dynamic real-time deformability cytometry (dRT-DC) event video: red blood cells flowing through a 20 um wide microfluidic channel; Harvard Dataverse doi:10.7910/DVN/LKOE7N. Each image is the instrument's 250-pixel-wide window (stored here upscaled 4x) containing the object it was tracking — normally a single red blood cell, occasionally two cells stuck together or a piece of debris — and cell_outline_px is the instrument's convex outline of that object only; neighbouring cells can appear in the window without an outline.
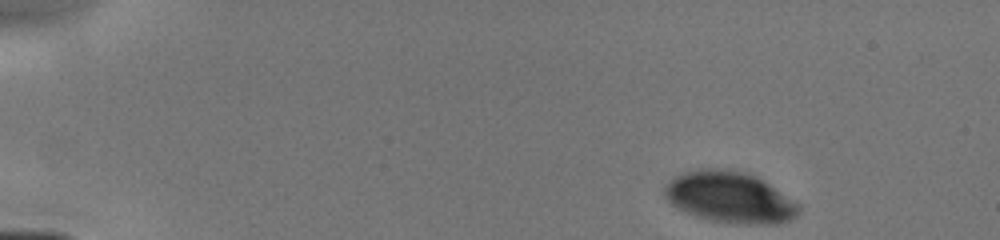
{"species": "human", "species_latin": "Homo sapiens", "temperature_condition": "cold", "stored_images_in_passage": 16, "camera_frame_rate_fps": 3000, "um_per_image_px": 0.085, "donor": {"sex": "male"}, "frame": {"image": 1, "passage_image": 1, "time_ms": 0.0, "image_size_px": [1000, 240], "cell_outline_px": [[800, 212], [792, 220], [780, 224], [748, 224], [708, 220], [696, 216], [672, 204], [668, 200], [664, 192], [664, 188], [680, 172], [696, 168], [716, 168], [748, 172], [756, 176], [800, 204]], "centroid_in_image_um": [62.07, 16.76], "position_along_channel_um": 22.9, "area_um2": 40.0}}
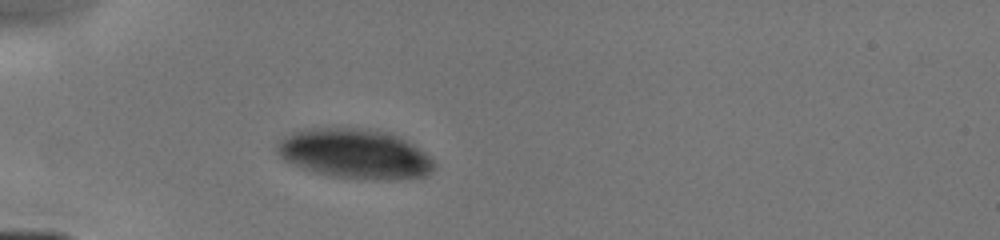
{"frame": {"image": 2, "passage_image": 10, "time_ms": 3.0, "image_size_px": [1000, 240], "cell_outline_px": [[436, 168], [432, 172], [424, 176], [380, 180], [360, 180], [328, 176], [292, 164], [284, 160], [276, 152], [276, 144], [284, 136], [292, 132], [304, 128], [356, 128], [392, 132], [424, 152], [436, 164]], "centroid_in_image_um": [30.13, 13.08], "position_along_channel_um": 54.9, "area_um2": 45.78}}